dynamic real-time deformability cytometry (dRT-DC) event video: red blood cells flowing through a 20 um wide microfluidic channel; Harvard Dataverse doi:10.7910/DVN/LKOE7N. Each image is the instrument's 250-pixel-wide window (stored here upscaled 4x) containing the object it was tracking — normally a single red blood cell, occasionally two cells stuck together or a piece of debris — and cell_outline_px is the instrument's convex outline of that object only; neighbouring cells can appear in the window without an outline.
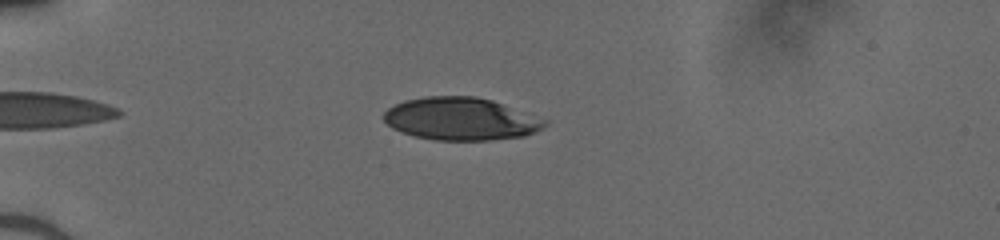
{"species": "human", "species_latin": "Homo sapiens", "temperature_condition": "cold", "stored_images_in_passage": 35, "camera_frame_rate_fps": 3000, "um_per_image_px": 0.085, "donor": {"sex": "male"}, "frame": {"image": 1, "passage_image": 4, "time_ms": 1.0, "image_size_px": [1000, 240], "cell_outline_px": [[548, 124], [544, 128], [536, 132], [524, 136], [492, 140], [436, 140], [416, 136], [392, 128], [380, 116], [388, 108], [404, 100], [424, 96], [476, 96], [492, 100], [548, 120]], "centroid_in_image_um": [39.19, 10.1], "position_along_channel_um": 45.8, "area_um2": 40.17}}
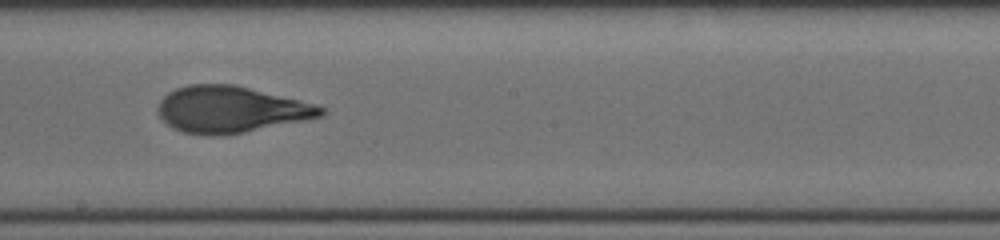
{"frame": {"image": 2, "passage_image": 20, "time_ms": 6.333, "image_size_px": [1000, 240], "cell_outline_px": [[328, 112], [320, 116], [244, 132], [224, 136], [208, 136], [184, 132], [172, 128], [156, 112], [156, 108], [160, 100], [168, 92], [176, 88], [188, 84], [236, 84], [316, 104], [324, 108]], "centroid_in_image_um": [19.56, 9.29], "position_along_channel_um": 228.6, "area_um2": 44.16}}
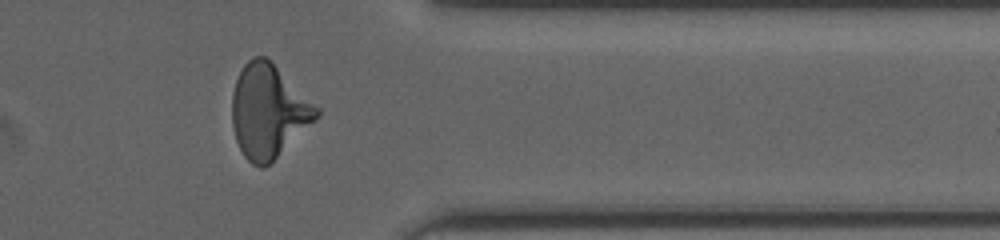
{"frame": {"image": 3, "passage_image": 32, "time_ms": 10.333, "image_size_px": [1000, 240], "cell_outline_px": [[320, 116], [316, 120], [264, 168], [260, 168], [252, 164], [244, 156], [236, 140], [232, 124], [232, 92], [236, 80], [244, 64], [252, 56], [264, 56], [272, 60], [320, 108]], "centroid_in_image_um": [22.82, 9.42], "position_along_channel_um": 388.6, "area_um2": 46.12}}